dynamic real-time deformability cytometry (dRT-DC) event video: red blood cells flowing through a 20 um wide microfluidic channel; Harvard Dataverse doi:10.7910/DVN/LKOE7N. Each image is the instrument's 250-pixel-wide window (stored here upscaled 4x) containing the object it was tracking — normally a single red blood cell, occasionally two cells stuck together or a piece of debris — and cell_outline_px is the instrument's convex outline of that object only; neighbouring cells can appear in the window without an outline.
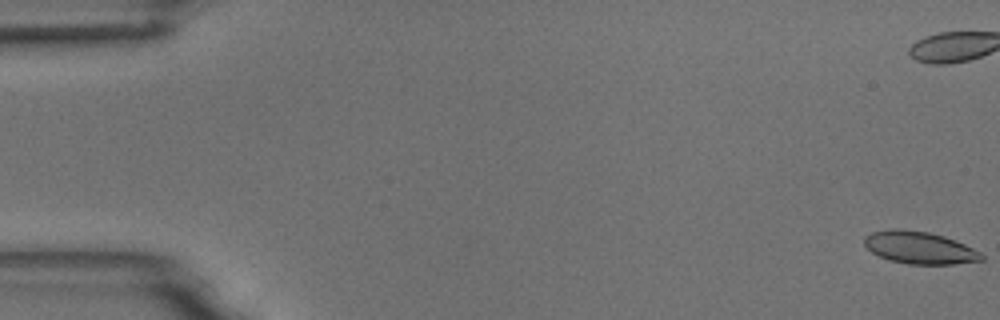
{"species": "common noctule bat (a hibernating species)", "species_latin": "Nyctalus noctula", "temperature_condition": "room temperature", "stored_images_in_passage": 56, "camera_frame_rate_fps": 3000, "um_per_image_px": 0.085, "animal": {"sex": "male", "body_mass_g": 18.8}, "frame": {"image": 1, "passage_image": 1, "time_ms": 0.0, "image_size_px": [1000, 320], "cell_outline_px": [[984, 260], [952, 264], [908, 264], [888, 260], [872, 252], [864, 244], [864, 236], [872, 232], [892, 228], [904, 228], [928, 232], [944, 236], [964, 244], [980, 252], [984, 256]], "centroid_in_image_um": [78.14, 21.04], "position_along_channel_um": 6.9, "area_um2": 22.14}}
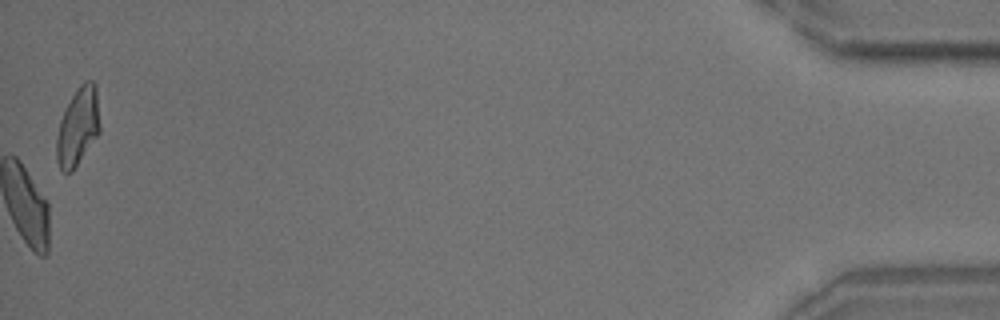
{"frame": {"image": 2, "passage_image": 56, "time_ms": 18.333, "image_size_px": [1000, 320], "cell_outline_px": [[100, 132], [72, 172], [64, 172], [60, 168], [56, 160], [56, 136], [60, 120], [72, 96], [80, 84], [84, 80], [92, 80], [96, 84], [100, 124]], "centroid_in_image_um": [6.63, 10.76], "position_along_channel_um": 428.6, "area_um2": 19.71}, "authors_computed_cell_mechanics": {"area_um2": 22.542, "velocity_mm_per_s": 3.7174, "shape_relaxation_time_tau1_ms": 4.276, "shape_relaxation_time_tau2_ms": 1.7294, "deformation_change_tau1": 0.1228, "deformation_change_tau2": 0.0839}}